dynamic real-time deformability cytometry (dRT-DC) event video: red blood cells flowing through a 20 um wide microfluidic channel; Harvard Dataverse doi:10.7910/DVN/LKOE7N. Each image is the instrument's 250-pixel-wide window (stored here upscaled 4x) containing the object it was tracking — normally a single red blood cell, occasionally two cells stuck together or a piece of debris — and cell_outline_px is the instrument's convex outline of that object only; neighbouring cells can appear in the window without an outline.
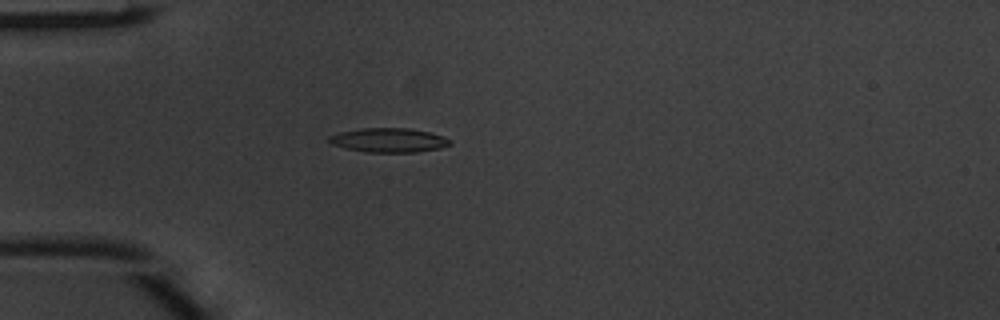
{"species": "common noctule bat (a hibernating species)", "species_latin": "Nyctalus noctula", "temperature_condition": "warm", "stored_images_in_passage": 4, "camera_frame_rate_fps": 3000, "um_per_image_px": 0.085, "animal": {"sex": "male", "body_mass_g": 20.1, "forearm_length_mm": 53.5}, "frame": {"image": 1, "passage_image": 4, "time_ms": 1.0, "image_size_px": [1000, 320], "cell_outline_px": [[452, 144], [440, 148], [416, 152], [364, 152], [344, 148], [332, 144], [328, 140], [328, 136], [340, 132], [364, 128], [408, 128], [432, 132], [444, 136], [452, 140]], "centroid_in_image_um": [33.08, 11.91], "position_along_channel_um": 51.9, "area_um2": 17.22}}